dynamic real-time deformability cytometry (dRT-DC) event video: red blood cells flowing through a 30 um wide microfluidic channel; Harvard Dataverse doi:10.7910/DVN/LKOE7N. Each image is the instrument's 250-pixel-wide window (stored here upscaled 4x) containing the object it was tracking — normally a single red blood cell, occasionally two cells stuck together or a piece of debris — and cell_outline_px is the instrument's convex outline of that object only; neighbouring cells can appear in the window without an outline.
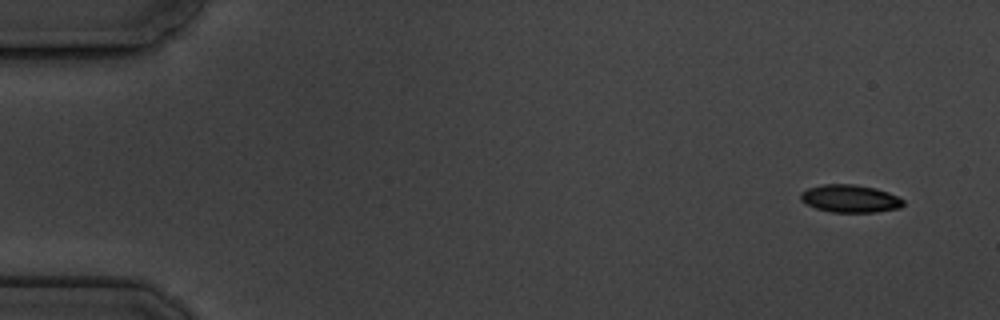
{"species": "common noctule bat (a hibernating species)", "species_latin": "Nyctalus noctula", "temperature_condition": "cold", "stored_images_in_passage": 5, "camera_frame_rate_fps": 3000, "um_per_image_px": 0.085, "animal": {"sex": "male", "body_mass_g": 19.5, "forearm_length_mm": 54.6}, "frame": {"image": 1, "passage_image": 1, "time_ms": 0.0, "image_size_px": [1000, 320], "cell_outline_px": [[904, 204], [900, 208], [876, 212], [832, 212], [816, 208], [800, 200], [800, 192], [808, 188], [824, 184], [856, 184], [876, 188], [888, 192], [904, 200]], "centroid_in_image_um": [72.26, 16.87], "position_along_channel_um": 12.7, "area_um2": 16.59}}
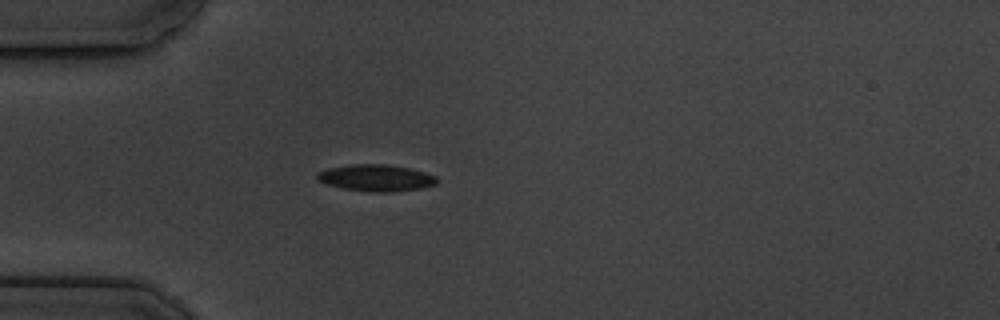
{"frame": {"image": 2, "passage_image": 4, "time_ms": 4.333, "image_size_px": [1000, 320], "cell_outline_px": [[436, 184], [420, 188], [392, 192], [372, 192], [344, 188], [328, 184], [320, 180], [316, 176], [316, 172], [328, 168], [352, 164], [388, 164], [408, 168], [424, 172], [436, 176]], "centroid_in_image_um": [31.96, 15.11], "position_along_channel_um": 53.0, "area_um2": 18.38}}